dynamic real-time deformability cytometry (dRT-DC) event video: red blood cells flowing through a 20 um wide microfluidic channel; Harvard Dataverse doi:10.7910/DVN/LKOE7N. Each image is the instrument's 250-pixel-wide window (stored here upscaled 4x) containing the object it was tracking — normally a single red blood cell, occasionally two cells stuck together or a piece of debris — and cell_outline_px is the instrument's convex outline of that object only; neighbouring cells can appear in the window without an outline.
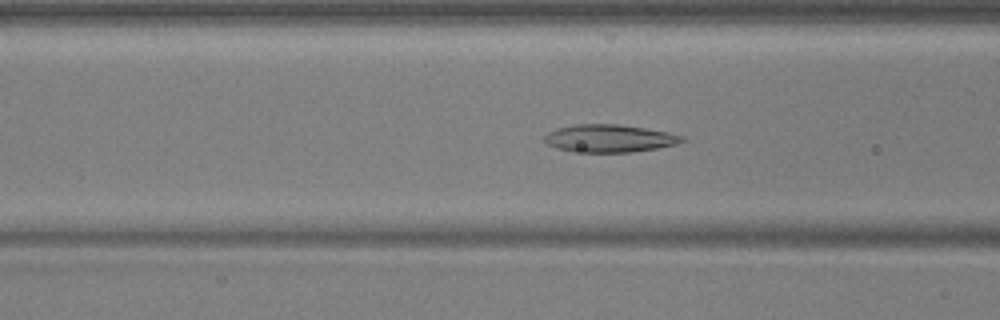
{"species": "common noctule bat (a hibernating species)", "species_latin": "Nyctalus noctula", "temperature_condition": "warm", "stored_images_in_passage": 37, "camera_frame_rate_fps": 3000, "um_per_image_px": 0.085, "animal": {"sex": "male", "body_mass_g": 17.9, "forearm_length_mm": 54.2}, "frame": {"image": 1, "passage_image": 4, "time_ms": 1.0, "image_size_px": [1000, 320], "cell_outline_px": [[688, 140], [676, 144], [656, 148], [628, 152], [572, 152], [556, 148], [548, 144], [544, 140], [544, 136], [548, 132], [556, 128], [576, 124], [616, 124], [644, 128], [668, 132], [684, 136]], "centroid_in_image_um": [51.79, 11.76], "position_along_channel_um": 114.8, "area_um2": 22.2}}
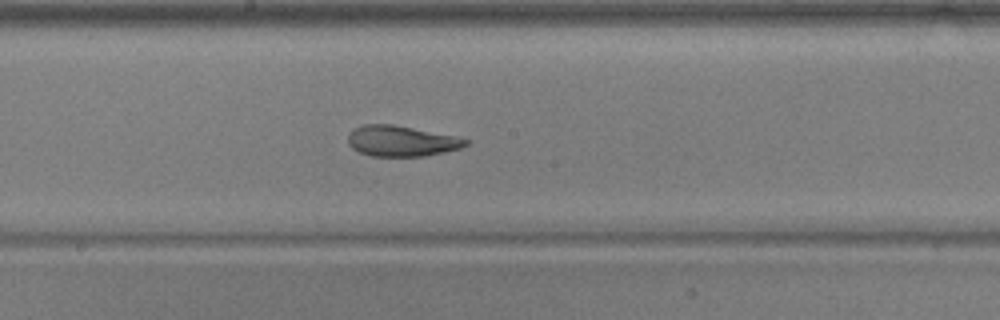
{"frame": {"image": 2, "passage_image": 12, "time_ms": 3.667, "image_size_px": [1000, 320], "cell_outline_px": [[468, 144], [460, 148], [424, 156], [372, 156], [360, 152], [352, 148], [348, 144], [348, 132], [352, 128], [364, 124], [392, 124], [452, 136], [468, 140]], "centroid_in_image_um": [34.03, 11.98], "position_along_channel_um": 214.2, "area_um2": 20.75}}
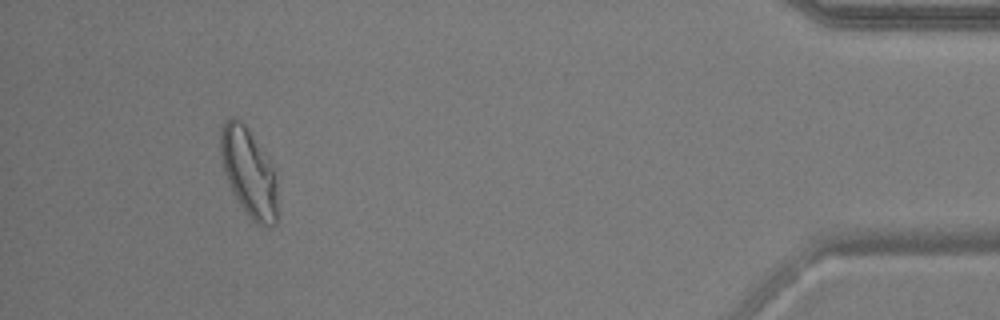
{"frame": {"image": 3, "passage_image": 33, "time_ms": 10.667, "image_size_px": [1000, 320], "cell_outline_px": [[276, 224], [272, 228], [264, 228], [256, 224], [252, 220], [240, 204], [224, 172], [220, 156], [220, 132], [224, 120], [228, 116], [236, 116], [248, 128], [276, 172]], "centroid_in_image_um": [21.14, 14.64], "position_along_channel_um": 414.1, "area_um2": 29.36}}